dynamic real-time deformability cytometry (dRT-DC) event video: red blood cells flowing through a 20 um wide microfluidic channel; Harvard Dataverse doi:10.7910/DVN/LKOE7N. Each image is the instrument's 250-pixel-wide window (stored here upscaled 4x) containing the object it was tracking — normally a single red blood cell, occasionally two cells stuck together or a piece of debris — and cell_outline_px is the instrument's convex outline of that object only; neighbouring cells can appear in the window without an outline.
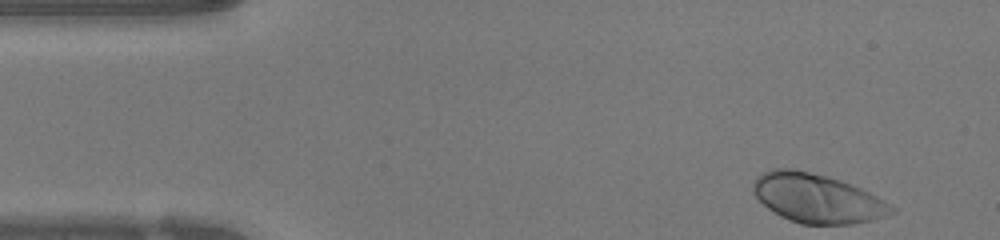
{"species": "human", "species_latin": "Homo sapiens", "temperature_condition": "warm", "stored_images_in_passage": 45, "camera_frame_rate_fps": 3000, "um_per_image_px": 0.085, "donor": {"sex": "female"}, "frame": {"image": 1, "passage_image": 1, "time_ms": 0.0, "image_size_px": [1000, 240], "cell_outline_px": [[896, 212], [872, 220], [852, 224], [800, 224], [780, 216], [768, 208], [752, 192], [752, 184], [756, 176], [772, 168], [792, 168], [840, 180], [860, 188], [884, 200], [896, 208]], "centroid_in_image_um": [69.44, 16.86], "position_along_channel_um": 15.6, "area_um2": 39.36}}
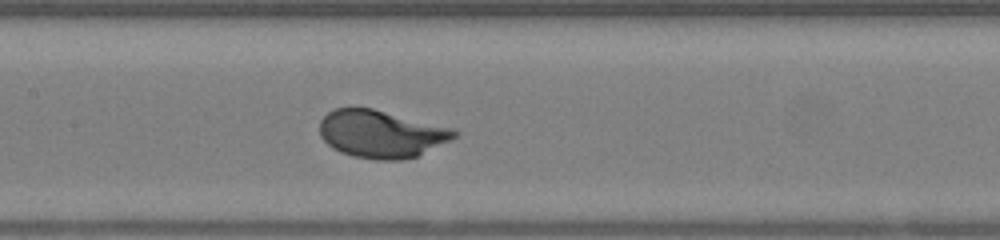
{"frame": {"image": 2, "passage_image": 19, "time_ms": 6.0, "image_size_px": [1000, 240], "cell_outline_px": [[460, 132], [452, 140], [416, 156], [404, 160], [376, 160], [352, 156], [340, 152], [332, 148], [320, 136], [320, 120], [328, 112], [336, 108], [372, 108], [456, 128]], "centroid_in_image_um": [32.44, 11.39], "position_along_channel_um": 175.0, "area_um2": 37.63}}
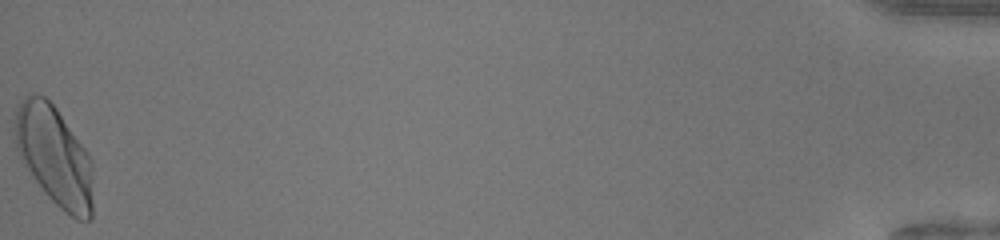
{"frame": {"image": 3, "passage_image": 45, "time_ms": 14.667, "image_size_px": [1000, 240], "cell_outline_px": [[92, 216], [88, 220], [76, 220], [64, 212], [44, 192], [24, 164], [16, 148], [16, 108], [24, 96], [32, 92], [44, 96], [56, 108], [88, 152], [92, 164]], "centroid_in_image_um": [4.64, 13.26], "position_along_channel_um": 430.6, "area_um2": 45.08}, "authors_computed_cell_mechanics": {"area_um2": 36.992, "velocity_mm_per_s": 4.1978, "shape_relaxation_time_tau1_ms": 1.538, "shape_relaxation_time_tau2_ms": null, "deformation_change_tau1": 0.1541, "deformation_change_tau2": null}}